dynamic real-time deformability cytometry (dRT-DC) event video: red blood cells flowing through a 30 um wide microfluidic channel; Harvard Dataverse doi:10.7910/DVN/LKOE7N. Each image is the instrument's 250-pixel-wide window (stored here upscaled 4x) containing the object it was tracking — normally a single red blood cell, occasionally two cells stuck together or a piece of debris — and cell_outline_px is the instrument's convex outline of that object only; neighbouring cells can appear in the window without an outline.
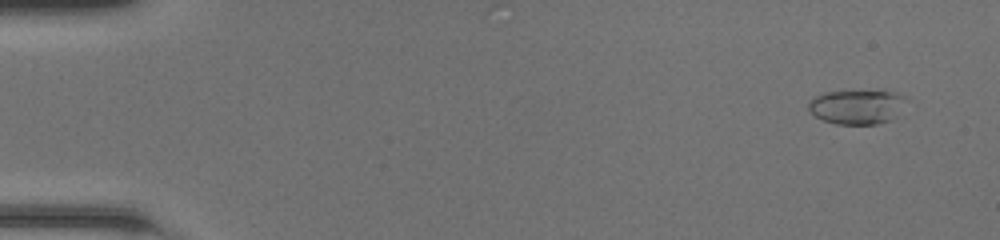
{"species": "common noctule bat (a hibernating species)", "species_latin": "Nyctalus noctula", "temperature_condition": "room temperature", "stored_images_in_passage": 50, "camera_frame_rate_fps": 3000, "um_per_image_px": 0.085, "animal": {"sex": "female", "body_mass_g": 20.0, "forearm_length_mm": 54.0}, "frame": {"image": 1, "passage_image": 4, "time_ms": 1.0, "image_size_px": [1000, 240], "cell_outline_px": [[908, 100], [888, 120], [876, 124], [836, 124], [824, 120], [816, 116], [808, 108], [808, 100], [812, 96], [824, 92], [888, 88], [908, 96]], "centroid_in_image_um": [72.86, 9.0], "position_along_channel_um": 12.1, "area_um2": 20.29}}
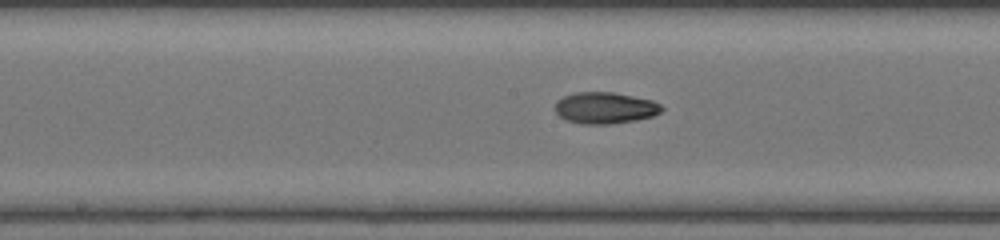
{"frame": {"image": 2, "passage_image": 27, "time_ms": 8.667, "image_size_px": [1000, 240], "cell_outline_px": [[664, 108], [660, 112], [652, 116], [636, 120], [612, 124], [580, 124], [568, 120], [560, 116], [556, 112], [556, 100], [564, 96], [576, 92], [612, 92], [652, 100], [660, 104]], "centroid_in_image_um": [51.43, 9.17], "position_along_channel_um": 196.8, "area_um2": 19.48}}
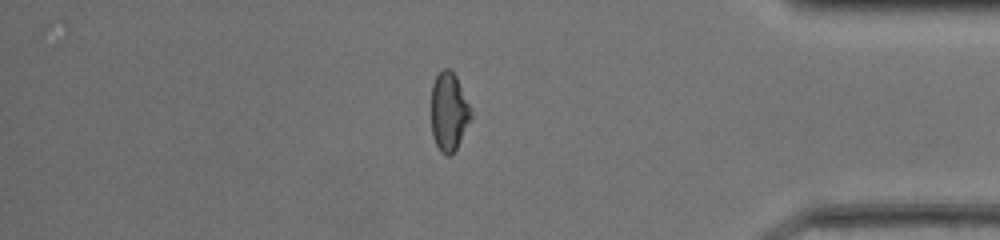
{"frame": {"image": 3, "passage_image": 43, "time_ms": 14.0, "image_size_px": [1000, 240], "cell_outline_px": [[472, 116], [456, 148], [448, 156], [440, 152], [432, 136], [432, 84], [436, 76], [444, 68], [448, 68], [456, 76], [472, 108]], "centroid_in_image_um": [38.16, 9.48], "position_along_channel_um": 397.0, "area_um2": 18.03}, "authors_computed_cell_mechanics": {"area_um2": 18.9873, "velocity_mm_per_s": 4.282, "shape_relaxation_time_tau1_ms": 5.1663, "shape_relaxation_time_tau2_ms": 3.2718, "deformation_change_tau1": 0.1677, "deformation_change_tau2": 0.0904}}